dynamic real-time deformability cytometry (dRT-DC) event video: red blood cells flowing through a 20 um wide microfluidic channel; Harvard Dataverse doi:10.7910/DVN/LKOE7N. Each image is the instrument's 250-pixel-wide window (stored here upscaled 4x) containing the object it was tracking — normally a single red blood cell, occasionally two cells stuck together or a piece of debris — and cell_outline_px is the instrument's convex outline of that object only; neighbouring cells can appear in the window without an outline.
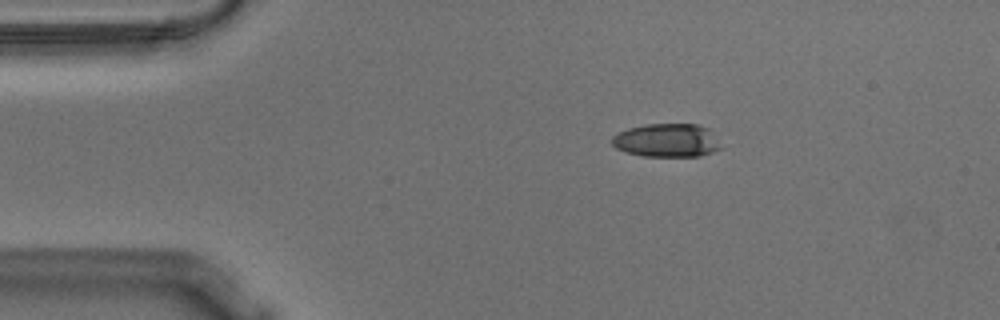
{"species": "Egyptian fruit bat (a non-hibernating species)", "species_latin": "Rousettus aegyptiacus", "temperature_condition": "warm", "stored_images_in_passage": 47, "camera_frame_rate_fps": 3000, "um_per_image_px": 0.085, "animal": {"sex": "male"}, "frame": {"image": 1, "passage_image": 1, "time_ms": 0.0, "image_size_px": [1000, 320], "cell_outline_px": [[724, 148], [700, 156], [644, 156], [624, 152], [616, 148], [612, 144], [612, 136], [628, 128], [648, 124], [696, 124], [708, 128]], "centroid_in_image_um": [56.69, 11.94], "position_along_channel_um": 28.3, "area_um2": 21.27}}
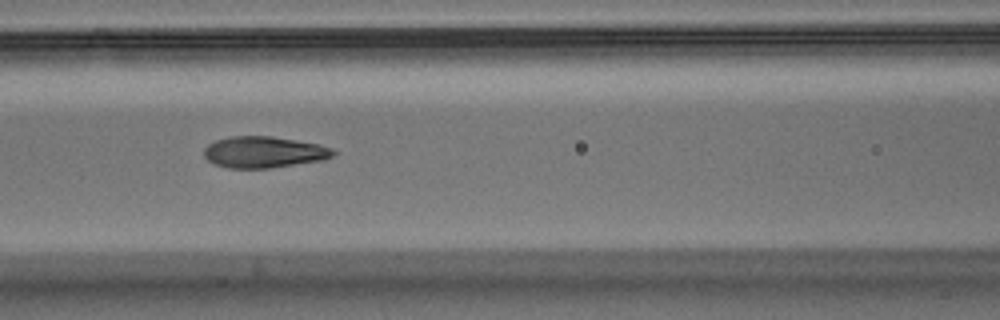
{"frame": {"image": 2, "passage_image": 15, "time_ms": 4.667, "image_size_px": [1000, 320], "cell_outline_px": [[336, 152], [332, 156], [324, 160], [268, 168], [228, 168], [216, 164], [208, 160], [204, 156], [204, 148], [208, 144], [216, 140], [228, 136], [272, 136], [316, 144], [332, 148]], "centroid_in_image_um": [22.4, 12.93], "position_along_channel_um": 144.2, "area_um2": 23.47}}
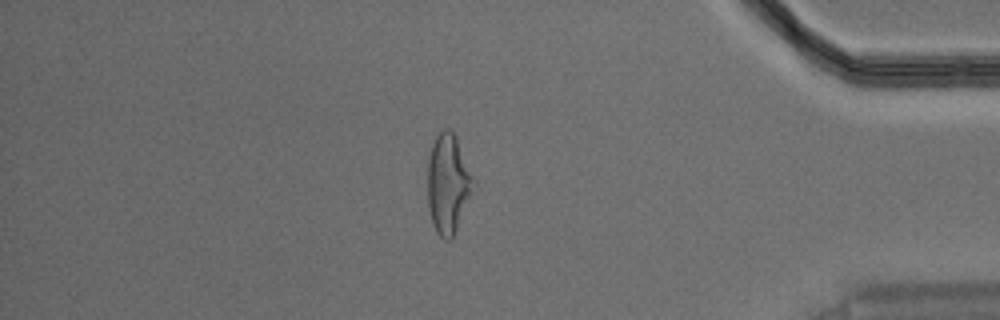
{"frame": {"image": 3, "passage_image": 39, "time_ms": 12.667, "image_size_px": [1000, 320], "cell_outline_px": [[476, 184], [452, 240], [444, 240], [436, 232], [432, 224], [428, 208], [428, 156], [432, 144], [436, 136], [444, 128], [448, 128], [456, 136], [476, 180]], "centroid_in_image_um": [38.1, 15.63], "position_along_channel_um": 397.1, "area_um2": 26.93}, "authors_computed_cell_mechanics": {"area_um2": 23.987, "velocity_mm_per_s": 3.5949, "shape_relaxation_time_tau1_ms": 10.4113, "shape_relaxation_time_tau2_ms": 1.2753, "deformation_change_tau1": 0.309, "deformation_change_tau2": 0.0883}}